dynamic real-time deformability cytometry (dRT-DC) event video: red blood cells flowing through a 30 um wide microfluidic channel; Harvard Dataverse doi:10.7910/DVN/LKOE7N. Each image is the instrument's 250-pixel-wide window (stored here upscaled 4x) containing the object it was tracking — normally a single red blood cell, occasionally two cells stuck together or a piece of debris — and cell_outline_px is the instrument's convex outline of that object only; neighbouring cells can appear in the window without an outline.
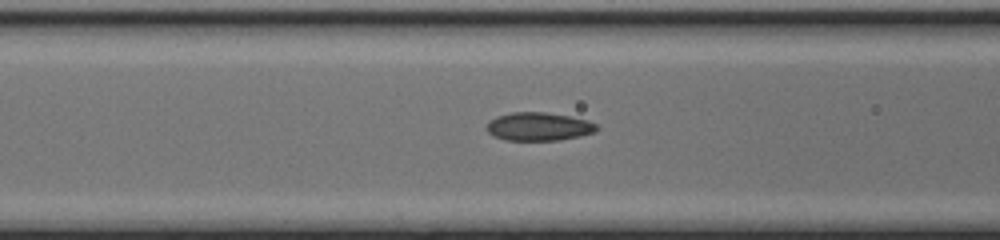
{"species": "common noctule bat (a hibernating species)", "species_latin": "Nyctalus noctula", "temperature_condition": "cold", "stored_images_in_passage": 15, "camera_frame_rate_fps": 3000, "um_per_image_px": 0.085, "animal": {"sex": "female", "body_mass_g": 17.0, "forearm_length_mm": 48.0}, "frame": {"image": 1, "passage_image": 13, "time_ms": 4.0, "image_size_px": [1000, 240], "cell_outline_px": [[600, 128], [596, 132], [580, 136], [560, 140], [504, 140], [492, 136], [484, 128], [496, 116], [512, 112], [544, 112], [568, 116], [588, 120], [596, 124]], "centroid_in_image_um": [45.79, 10.76], "position_along_channel_um": 120.8, "area_um2": 18.26}}